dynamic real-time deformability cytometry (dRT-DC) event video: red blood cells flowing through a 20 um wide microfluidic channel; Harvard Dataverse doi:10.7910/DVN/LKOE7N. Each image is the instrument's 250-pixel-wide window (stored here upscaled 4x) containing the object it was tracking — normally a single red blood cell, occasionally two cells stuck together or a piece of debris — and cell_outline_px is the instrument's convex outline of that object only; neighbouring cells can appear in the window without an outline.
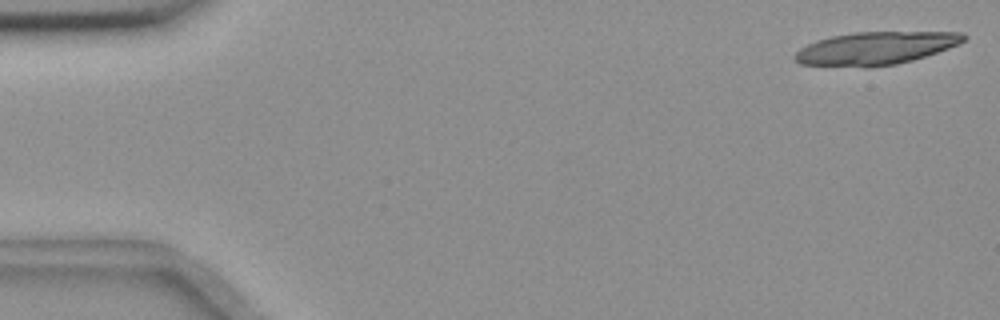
{"species": "common noctule bat (a hibernating species)", "species_latin": "Nyctalus noctula", "temperature_condition": "room temperature", "stored_images_in_passage": 8, "camera_frame_rate_fps": 3000, "um_per_image_px": 0.085, "animal": {"sex": "female", "body_mass_g": 18.4}, "frame": {"image": 1, "passage_image": 1, "time_ms": 0.0, "image_size_px": [1000, 320], "cell_outline_px": [[968, 36], [960, 44], [912, 60], [896, 64], [868, 68], [800, 64], [792, 56], [800, 48], [816, 40], [832, 36], [856, 32], [964, 32]], "centroid_in_image_um": [74.42, 4.1], "position_along_channel_um": 10.6, "area_um2": 32.43}}